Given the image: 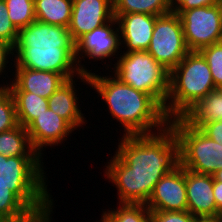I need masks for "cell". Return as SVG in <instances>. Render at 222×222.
<instances>
[{
	"label": "cell",
	"instance_id": "2e32d148",
	"mask_svg": "<svg viewBox=\"0 0 222 222\" xmlns=\"http://www.w3.org/2000/svg\"><path fill=\"white\" fill-rule=\"evenodd\" d=\"M14 79L5 84L10 92H31L46 99L67 81L59 73L28 68H16Z\"/></svg>",
	"mask_w": 222,
	"mask_h": 222
},
{
	"label": "cell",
	"instance_id": "d6986e66",
	"mask_svg": "<svg viewBox=\"0 0 222 222\" xmlns=\"http://www.w3.org/2000/svg\"><path fill=\"white\" fill-rule=\"evenodd\" d=\"M73 0H34L36 20L68 28L71 20Z\"/></svg>",
	"mask_w": 222,
	"mask_h": 222
},
{
	"label": "cell",
	"instance_id": "ac0fdd59",
	"mask_svg": "<svg viewBox=\"0 0 222 222\" xmlns=\"http://www.w3.org/2000/svg\"><path fill=\"white\" fill-rule=\"evenodd\" d=\"M181 118L191 127L198 129L204 124L222 120V89L209 92Z\"/></svg>",
	"mask_w": 222,
	"mask_h": 222
},
{
	"label": "cell",
	"instance_id": "7a4b0ae2",
	"mask_svg": "<svg viewBox=\"0 0 222 222\" xmlns=\"http://www.w3.org/2000/svg\"><path fill=\"white\" fill-rule=\"evenodd\" d=\"M41 158L0 154V222H27L53 209Z\"/></svg>",
	"mask_w": 222,
	"mask_h": 222
},
{
	"label": "cell",
	"instance_id": "ba28073f",
	"mask_svg": "<svg viewBox=\"0 0 222 222\" xmlns=\"http://www.w3.org/2000/svg\"><path fill=\"white\" fill-rule=\"evenodd\" d=\"M178 14L189 51L202 48L222 40V1L212 6L175 11Z\"/></svg>",
	"mask_w": 222,
	"mask_h": 222
},
{
	"label": "cell",
	"instance_id": "f1b7e54d",
	"mask_svg": "<svg viewBox=\"0 0 222 222\" xmlns=\"http://www.w3.org/2000/svg\"><path fill=\"white\" fill-rule=\"evenodd\" d=\"M221 0H169L171 12L185 11L193 8L212 6Z\"/></svg>",
	"mask_w": 222,
	"mask_h": 222
},
{
	"label": "cell",
	"instance_id": "e575fe53",
	"mask_svg": "<svg viewBox=\"0 0 222 222\" xmlns=\"http://www.w3.org/2000/svg\"><path fill=\"white\" fill-rule=\"evenodd\" d=\"M213 177H214L217 181L222 182V169H218V170L214 173Z\"/></svg>",
	"mask_w": 222,
	"mask_h": 222
},
{
	"label": "cell",
	"instance_id": "9a60e30c",
	"mask_svg": "<svg viewBox=\"0 0 222 222\" xmlns=\"http://www.w3.org/2000/svg\"><path fill=\"white\" fill-rule=\"evenodd\" d=\"M157 17L144 13H129L115 18L118 23L121 44H124L125 49L127 47L125 53L147 51Z\"/></svg>",
	"mask_w": 222,
	"mask_h": 222
},
{
	"label": "cell",
	"instance_id": "9c48e42d",
	"mask_svg": "<svg viewBox=\"0 0 222 222\" xmlns=\"http://www.w3.org/2000/svg\"><path fill=\"white\" fill-rule=\"evenodd\" d=\"M147 52L171 71L190 52L186 46L181 19L170 12L158 16Z\"/></svg>",
	"mask_w": 222,
	"mask_h": 222
},
{
	"label": "cell",
	"instance_id": "f546056e",
	"mask_svg": "<svg viewBox=\"0 0 222 222\" xmlns=\"http://www.w3.org/2000/svg\"><path fill=\"white\" fill-rule=\"evenodd\" d=\"M200 130L215 142L222 144V120L204 124Z\"/></svg>",
	"mask_w": 222,
	"mask_h": 222
},
{
	"label": "cell",
	"instance_id": "d4e9b609",
	"mask_svg": "<svg viewBox=\"0 0 222 222\" xmlns=\"http://www.w3.org/2000/svg\"><path fill=\"white\" fill-rule=\"evenodd\" d=\"M18 125L14 98L7 86L0 85V133Z\"/></svg>",
	"mask_w": 222,
	"mask_h": 222
},
{
	"label": "cell",
	"instance_id": "836d02e7",
	"mask_svg": "<svg viewBox=\"0 0 222 222\" xmlns=\"http://www.w3.org/2000/svg\"><path fill=\"white\" fill-rule=\"evenodd\" d=\"M196 222H222L220 216L197 218Z\"/></svg>",
	"mask_w": 222,
	"mask_h": 222
},
{
	"label": "cell",
	"instance_id": "30bf717a",
	"mask_svg": "<svg viewBox=\"0 0 222 222\" xmlns=\"http://www.w3.org/2000/svg\"><path fill=\"white\" fill-rule=\"evenodd\" d=\"M117 25V20L114 17L105 25L89 33H85L75 42V60L78 63V70L82 74L89 75L91 73L85 65H81V60H85V56L88 57L89 60L103 61V59H110V57L116 56L117 52L119 53L118 50H120L122 46Z\"/></svg>",
	"mask_w": 222,
	"mask_h": 222
},
{
	"label": "cell",
	"instance_id": "484cf974",
	"mask_svg": "<svg viewBox=\"0 0 222 222\" xmlns=\"http://www.w3.org/2000/svg\"><path fill=\"white\" fill-rule=\"evenodd\" d=\"M210 67L216 88H222V42L214 43L199 51Z\"/></svg>",
	"mask_w": 222,
	"mask_h": 222
},
{
	"label": "cell",
	"instance_id": "cb8c5ba5",
	"mask_svg": "<svg viewBox=\"0 0 222 222\" xmlns=\"http://www.w3.org/2000/svg\"><path fill=\"white\" fill-rule=\"evenodd\" d=\"M8 10V16L19 31L36 20L34 12V0H4Z\"/></svg>",
	"mask_w": 222,
	"mask_h": 222
},
{
	"label": "cell",
	"instance_id": "ffe728a7",
	"mask_svg": "<svg viewBox=\"0 0 222 222\" xmlns=\"http://www.w3.org/2000/svg\"><path fill=\"white\" fill-rule=\"evenodd\" d=\"M17 114L18 124L27 128L40 114L46 111L48 99L31 92H11Z\"/></svg>",
	"mask_w": 222,
	"mask_h": 222
},
{
	"label": "cell",
	"instance_id": "52a82bcc",
	"mask_svg": "<svg viewBox=\"0 0 222 222\" xmlns=\"http://www.w3.org/2000/svg\"><path fill=\"white\" fill-rule=\"evenodd\" d=\"M169 126L176 135L179 164L183 168L210 175L222 169V144L191 127L182 118L169 120Z\"/></svg>",
	"mask_w": 222,
	"mask_h": 222
},
{
	"label": "cell",
	"instance_id": "277c9868",
	"mask_svg": "<svg viewBox=\"0 0 222 222\" xmlns=\"http://www.w3.org/2000/svg\"><path fill=\"white\" fill-rule=\"evenodd\" d=\"M92 89L107 104L109 113L120 122L125 136L149 135L162 131L169 125L164 108L149 94L122 83L114 75H88ZM154 128V129H153Z\"/></svg>",
	"mask_w": 222,
	"mask_h": 222
},
{
	"label": "cell",
	"instance_id": "6da1fadb",
	"mask_svg": "<svg viewBox=\"0 0 222 222\" xmlns=\"http://www.w3.org/2000/svg\"><path fill=\"white\" fill-rule=\"evenodd\" d=\"M111 159L104 172L119 203L146 204L156 183L179 164L178 141L169 125L149 135H123Z\"/></svg>",
	"mask_w": 222,
	"mask_h": 222
},
{
	"label": "cell",
	"instance_id": "e0dca14e",
	"mask_svg": "<svg viewBox=\"0 0 222 222\" xmlns=\"http://www.w3.org/2000/svg\"><path fill=\"white\" fill-rule=\"evenodd\" d=\"M74 79L63 83L49 98L48 107L57 115L65 119L74 130L84 126L86 122L82 110L78 107V98L76 95ZM78 101V102H77ZM82 124V125H81Z\"/></svg>",
	"mask_w": 222,
	"mask_h": 222
},
{
	"label": "cell",
	"instance_id": "d6a6232c",
	"mask_svg": "<svg viewBox=\"0 0 222 222\" xmlns=\"http://www.w3.org/2000/svg\"><path fill=\"white\" fill-rule=\"evenodd\" d=\"M51 212L52 209H49L47 212L40 214V215H35L32 219H30L27 222H51Z\"/></svg>",
	"mask_w": 222,
	"mask_h": 222
},
{
	"label": "cell",
	"instance_id": "7402d4cb",
	"mask_svg": "<svg viewBox=\"0 0 222 222\" xmlns=\"http://www.w3.org/2000/svg\"><path fill=\"white\" fill-rule=\"evenodd\" d=\"M171 12L169 0H113V15L144 13L162 16Z\"/></svg>",
	"mask_w": 222,
	"mask_h": 222
},
{
	"label": "cell",
	"instance_id": "44dd1931",
	"mask_svg": "<svg viewBox=\"0 0 222 222\" xmlns=\"http://www.w3.org/2000/svg\"><path fill=\"white\" fill-rule=\"evenodd\" d=\"M0 154L6 157L40 156L32 147L27 129L21 125L0 133Z\"/></svg>",
	"mask_w": 222,
	"mask_h": 222
},
{
	"label": "cell",
	"instance_id": "4fadbf2b",
	"mask_svg": "<svg viewBox=\"0 0 222 222\" xmlns=\"http://www.w3.org/2000/svg\"><path fill=\"white\" fill-rule=\"evenodd\" d=\"M32 147L42 157L47 146H58L67 140L73 127L51 109L40 114L27 128ZM70 133V134H69Z\"/></svg>",
	"mask_w": 222,
	"mask_h": 222
},
{
	"label": "cell",
	"instance_id": "4316f807",
	"mask_svg": "<svg viewBox=\"0 0 222 222\" xmlns=\"http://www.w3.org/2000/svg\"><path fill=\"white\" fill-rule=\"evenodd\" d=\"M18 30L8 16L7 6L4 0H0V41L15 46L18 39Z\"/></svg>",
	"mask_w": 222,
	"mask_h": 222
},
{
	"label": "cell",
	"instance_id": "5bb4252c",
	"mask_svg": "<svg viewBox=\"0 0 222 222\" xmlns=\"http://www.w3.org/2000/svg\"><path fill=\"white\" fill-rule=\"evenodd\" d=\"M185 183L188 212L198 218L220 216L213 193V175L185 169Z\"/></svg>",
	"mask_w": 222,
	"mask_h": 222
},
{
	"label": "cell",
	"instance_id": "1f68e13d",
	"mask_svg": "<svg viewBox=\"0 0 222 222\" xmlns=\"http://www.w3.org/2000/svg\"><path fill=\"white\" fill-rule=\"evenodd\" d=\"M213 193L217 209L222 211V182L213 177Z\"/></svg>",
	"mask_w": 222,
	"mask_h": 222
},
{
	"label": "cell",
	"instance_id": "603a6c76",
	"mask_svg": "<svg viewBox=\"0 0 222 222\" xmlns=\"http://www.w3.org/2000/svg\"><path fill=\"white\" fill-rule=\"evenodd\" d=\"M100 222H150V210L143 203H119V207L103 211Z\"/></svg>",
	"mask_w": 222,
	"mask_h": 222
},
{
	"label": "cell",
	"instance_id": "4dcf8cb0",
	"mask_svg": "<svg viewBox=\"0 0 222 222\" xmlns=\"http://www.w3.org/2000/svg\"><path fill=\"white\" fill-rule=\"evenodd\" d=\"M14 54L13 46L10 44L0 41V75L5 72L6 65L9 63L7 58ZM4 71V72H3Z\"/></svg>",
	"mask_w": 222,
	"mask_h": 222
},
{
	"label": "cell",
	"instance_id": "5b68a950",
	"mask_svg": "<svg viewBox=\"0 0 222 222\" xmlns=\"http://www.w3.org/2000/svg\"><path fill=\"white\" fill-rule=\"evenodd\" d=\"M217 89L210 67L199 51H190L170 71L164 112L169 120L181 118L212 90Z\"/></svg>",
	"mask_w": 222,
	"mask_h": 222
},
{
	"label": "cell",
	"instance_id": "7c38bea8",
	"mask_svg": "<svg viewBox=\"0 0 222 222\" xmlns=\"http://www.w3.org/2000/svg\"><path fill=\"white\" fill-rule=\"evenodd\" d=\"M113 18V0H73L68 31L76 42L85 33L105 25Z\"/></svg>",
	"mask_w": 222,
	"mask_h": 222
},
{
	"label": "cell",
	"instance_id": "83f0119b",
	"mask_svg": "<svg viewBox=\"0 0 222 222\" xmlns=\"http://www.w3.org/2000/svg\"><path fill=\"white\" fill-rule=\"evenodd\" d=\"M195 217L186 211H150V222H196Z\"/></svg>",
	"mask_w": 222,
	"mask_h": 222
},
{
	"label": "cell",
	"instance_id": "8992f818",
	"mask_svg": "<svg viewBox=\"0 0 222 222\" xmlns=\"http://www.w3.org/2000/svg\"><path fill=\"white\" fill-rule=\"evenodd\" d=\"M113 73L122 83L151 95L163 108L169 91L170 71L147 51L120 53Z\"/></svg>",
	"mask_w": 222,
	"mask_h": 222
},
{
	"label": "cell",
	"instance_id": "8fae6325",
	"mask_svg": "<svg viewBox=\"0 0 222 222\" xmlns=\"http://www.w3.org/2000/svg\"><path fill=\"white\" fill-rule=\"evenodd\" d=\"M150 211H186L185 168L178 164L155 185L146 203Z\"/></svg>",
	"mask_w": 222,
	"mask_h": 222
},
{
	"label": "cell",
	"instance_id": "3957f363",
	"mask_svg": "<svg viewBox=\"0 0 222 222\" xmlns=\"http://www.w3.org/2000/svg\"><path fill=\"white\" fill-rule=\"evenodd\" d=\"M13 49L15 68L59 73L66 80L77 75L81 82L90 85L88 75L78 70L75 42L66 27L35 20L19 30Z\"/></svg>",
	"mask_w": 222,
	"mask_h": 222
}]
</instances>
